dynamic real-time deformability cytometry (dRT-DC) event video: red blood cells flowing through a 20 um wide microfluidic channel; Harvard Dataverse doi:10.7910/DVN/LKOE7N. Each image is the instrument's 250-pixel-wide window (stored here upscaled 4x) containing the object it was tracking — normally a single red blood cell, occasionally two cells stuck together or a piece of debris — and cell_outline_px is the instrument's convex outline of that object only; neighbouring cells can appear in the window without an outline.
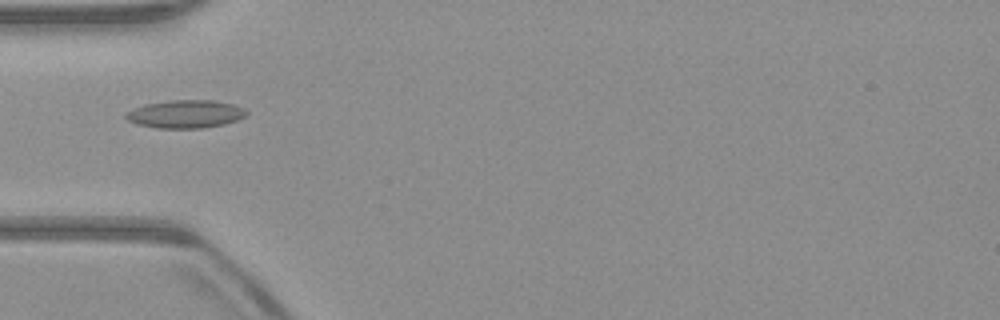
{"species": "common noctule bat (a hibernating species)", "species_latin": "Nyctalus noctula", "temperature_condition": "warm", "stored_images_in_passage": 29, "camera_frame_rate_fps": 3000, "um_per_image_px": 0.085, "animal": {"sex": "male", "body_mass_g": 23.1, "forearm_length_mm": 52.7}, "frame": {"image": 1, "passage_image": 1, "time_ms": 0.0, "image_size_px": [1000, 320], "cell_outline_px": [[248, 112], [244, 116], [236, 120], [224, 124], [200, 128], [156, 128], [136, 124], [128, 120], [124, 116], [128, 112], [144, 104], [172, 100], [212, 100], [232, 104], [244, 108]], "centroid_in_image_um": [15.76, 9.69], "position_along_channel_um": 69.2, "area_um2": 19.48}}
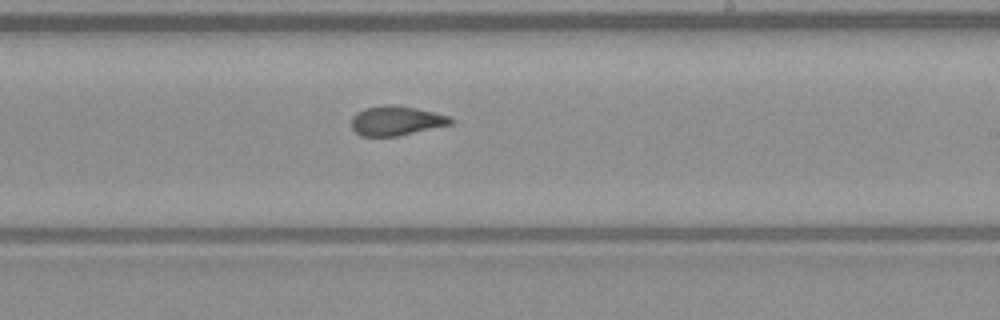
{"frame": {"image": 2, "passage_image": 15, "time_ms": 4.667, "image_size_px": [1000, 320], "cell_outline_px": [[452, 124], [396, 136], [360, 136], [352, 128], [352, 116], [364, 108], [384, 104], [388, 104], [416, 108], [448, 116], [452, 120]], "centroid_in_image_um": [33.63, 10.26], "position_along_channel_um": 255.4, "area_um2": 16.82}}
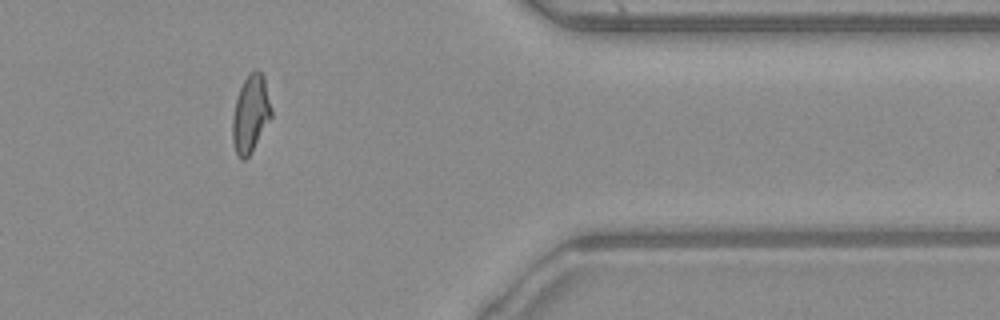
{"frame": {"image": 3, "passage_image": 27, "time_ms": 8.667, "image_size_px": [1000, 320], "cell_outline_px": [[272, 116], [252, 152], [244, 160], [240, 160], [236, 152], [232, 140], [232, 116], [236, 100], [240, 88], [244, 80], [256, 68], [264, 76], [272, 108]], "centroid_in_image_um": [21.31, 9.7], "position_along_channel_um": 390.1, "area_um2": 17.57}, "authors_computed_cell_mechanics": {"area_um2": 17.2244, "velocity_mm_per_s": 3.9658, "shape_relaxation_time_tau1_ms": 9.3434, "shape_relaxation_time_tau2_ms": 1.6757, "deformation_change_tau1": 0.2338, "deformation_change_tau2": 0.0836}}